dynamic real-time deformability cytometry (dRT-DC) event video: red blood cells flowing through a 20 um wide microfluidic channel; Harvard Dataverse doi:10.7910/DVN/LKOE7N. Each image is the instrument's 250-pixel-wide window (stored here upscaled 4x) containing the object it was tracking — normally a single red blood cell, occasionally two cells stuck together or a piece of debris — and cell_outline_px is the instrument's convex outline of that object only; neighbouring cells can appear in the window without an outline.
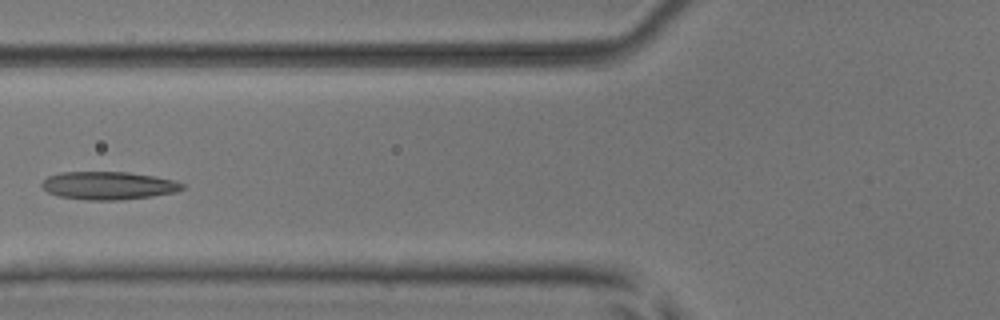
{"species": "common noctule bat (a hibernating species)", "species_latin": "Nyctalus noctula", "temperature_condition": "room temperature", "stored_images_in_passage": 6, "camera_frame_rate_fps": 3000, "um_per_image_px": 0.085, "animal": {"sex": "male", "body_mass_g": 17.9, "forearm_length_mm": 54.2}, "frame": {"image": 1, "passage_image": 6, "time_ms": 6.0, "image_size_px": [1000, 320], "cell_outline_px": [[184, 188], [176, 192], [152, 196], [120, 200], [88, 200], [60, 196], [48, 192], [40, 184], [48, 176], [60, 172], [128, 172], [176, 180], [184, 184]], "centroid_in_image_um": [9.23, 15.77], "position_along_channel_um": 116.6, "area_um2": 22.83}}